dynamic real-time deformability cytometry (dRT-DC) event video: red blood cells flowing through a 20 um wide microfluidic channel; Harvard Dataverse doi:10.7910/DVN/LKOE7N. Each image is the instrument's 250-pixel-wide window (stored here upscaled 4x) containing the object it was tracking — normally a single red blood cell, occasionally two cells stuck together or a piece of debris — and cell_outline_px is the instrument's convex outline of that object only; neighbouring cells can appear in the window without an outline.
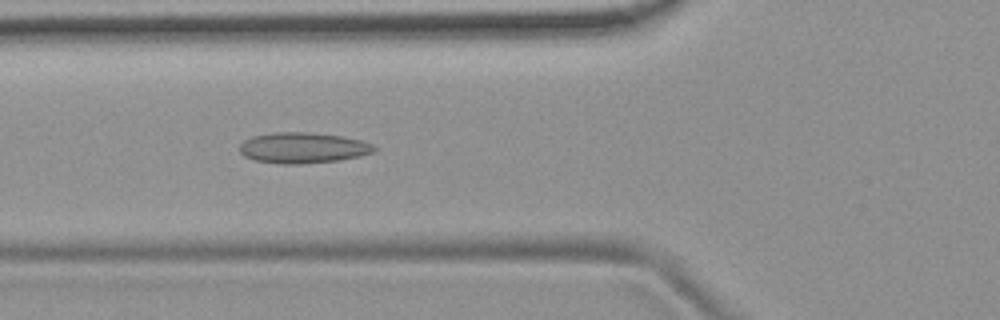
{"species": "common noctule bat (a hibernating species)", "species_latin": "Nyctalus noctula", "temperature_condition": "room temperature", "stored_images_in_passage": 40, "camera_frame_rate_fps": 3000, "um_per_image_px": 0.085, "animal": {"sex": "female", "body_mass_g": 19.9}, "frame": {"image": 1, "passage_image": 14, "time_ms": 4.333, "image_size_px": [1000, 320], "cell_outline_px": [[376, 148], [372, 152], [360, 156], [340, 160], [300, 164], [280, 164], [256, 160], [244, 156], [240, 152], [240, 144], [244, 140], [252, 136], [276, 132], [308, 132], [340, 136], [360, 140], [372, 144]], "centroid_in_image_um": [25.72, 12.57], "position_along_channel_um": 100.1, "area_um2": 23.99}}
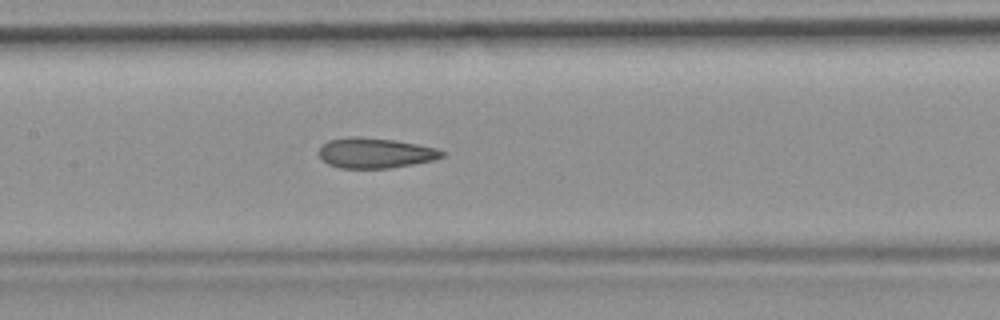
{"frame": {"image": 2, "passage_image": 20, "time_ms": 6.333, "image_size_px": [1000, 320], "cell_outline_px": [[444, 156], [432, 160], [412, 164], [388, 168], [340, 168], [328, 164], [320, 156], [320, 148], [328, 140], [348, 136], [356, 136], [396, 140], [436, 148], [444, 152]], "centroid_in_image_um": [31.88, 12.99], "position_along_channel_um": 175.5, "area_um2": 21.5}}
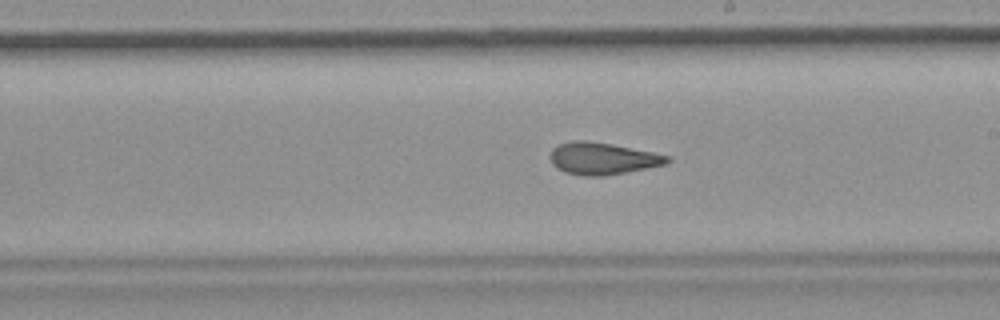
{"frame": {"image": 3, "passage_image": 25, "time_ms": 8.0, "image_size_px": [1000, 320], "cell_outline_px": [[672, 160], [664, 164], [604, 176], [580, 176], [564, 172], [556, 168], [552, 164], [548, 156], [552, 148], [560, 144], [572, 140], [588, 140], [612, 144], [652, 152], [668, 156]], "centroid_in_image_um": [51.13, 13.47], "position_along_channel_um": 237.9, "area_um2": 21.85}, "authors_computed_cell_mechanics": {"area_um2": 22.4553, "velocity_mm_per_s": 3.762, "shape_relaxation_time_tau1_ms": null, "shape_relaxation_time_tau2_ms": 2.1188, "deformation_change_tau1": null, "deformation_change_tau2": 0.1134}}